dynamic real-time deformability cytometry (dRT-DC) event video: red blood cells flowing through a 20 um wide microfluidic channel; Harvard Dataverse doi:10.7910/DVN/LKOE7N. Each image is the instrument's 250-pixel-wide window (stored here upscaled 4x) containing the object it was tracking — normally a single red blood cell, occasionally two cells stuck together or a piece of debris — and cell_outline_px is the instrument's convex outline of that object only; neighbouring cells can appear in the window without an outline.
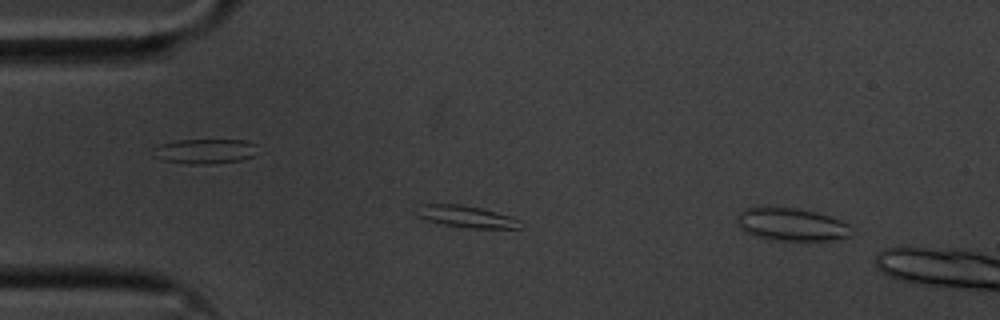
{"species": "common noctule bat (a hibernating species)", "species_latin": "Nyctalus noctula", "temperature_condition": "cold", "stored_images_in_passage": 4, "camera_frame_rate_fps": 3000, "um_per_image_px": 0.085, "animal": {"sex": "male", "body_mass_g": 20.1, "forearm_length_mm": 53.5}, "frame": {"image": 1, "passage_image": 1, "time_ms": 0.0, "image_size_px": [1000, 320], "cell_outline_px": [[852, 236], [832, 240], [776, 240], [756, 236], [740, 228], [740, 212], [744, 208], [796, 208], [816, 212], [840, 220], [848, 224]], "centroid_in_image_um": [67.34, 19.09], "position_along_channel_um": 17.7, "area_um2": 21.21}}